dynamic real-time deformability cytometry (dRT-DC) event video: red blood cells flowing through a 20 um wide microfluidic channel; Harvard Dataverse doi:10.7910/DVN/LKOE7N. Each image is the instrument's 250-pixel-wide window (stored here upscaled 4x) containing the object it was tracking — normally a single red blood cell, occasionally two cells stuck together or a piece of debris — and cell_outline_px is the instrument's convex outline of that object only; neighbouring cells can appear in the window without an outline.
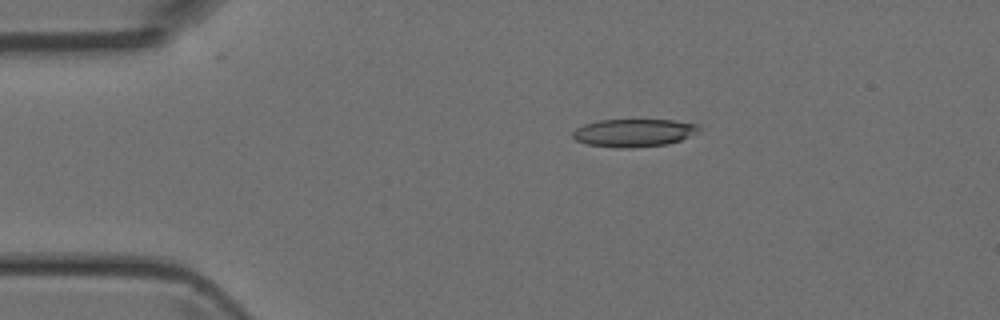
{"species": "Egyptian fruit bat (a non-hibernating species)", "species_latin": "Rousettus aegyptiacus", "temperature_condition": "room temperature", "stored_images_in_passage": 39, "camera_frame_rate_fps": 3000, "um_per_image_px": 0.085, "animal": {"sex": "female"}, "frame": {"image": 1, "passage_image": 1, "time_ms": 0.0, "image_size_px": [1000, 320], "cell_outline_px": [[700, 128], [696, 132], [680, 140], [668, 144], [628, 148], [616, 148], [588, 144], [576, 140], [572, 136], [572, 132], [576, 128], [584, 124], [600, 120], [672, 120], [700, 124]], "centroid_in_image_um": [53.86, 11.28], "position_along_channel_um": 31.1, "area_um2": 20.4}}
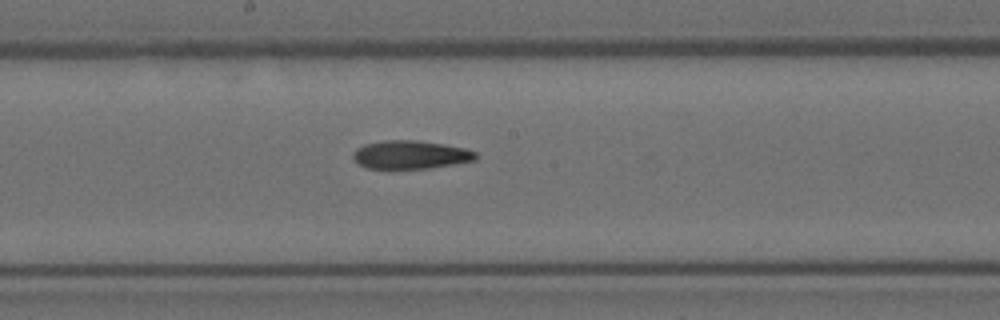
{"frame": {"image": 2, "passage_image": 17, "time_ms": 5.333, "image_size_px": [1000, 320], "cell_outline_px": [[476, 160], [428, 168], [368, 168], [360, 164], [352, 156], [356, 148], [364, 144], [384, 140], [416, 140], [444, 144], [464, 148], [476, 152]], "centroid_in_image_um": [34.89, 13.14], "position_along_channel_um": 213.3, "area_um2": 20.0}}
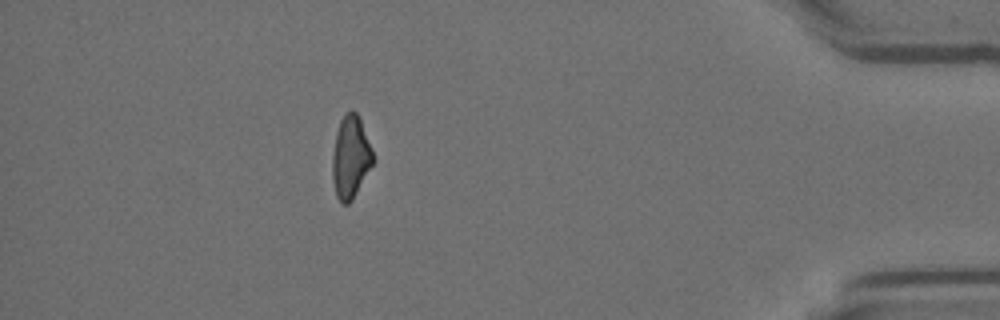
{"frame": {"image": 3, "passage_image": 34, "time_ms": 11.0, "image_size_px": [1000, 320], "cell_outline_px": [[372, 164], [352, 200], [348, 204], [340, 204], [336, 196], [332, 176], [332, 156], [336, 132], [340, 120], [344, 112], [352, 108], [356, 112], [360, 120], [372, 148]], "centroid_in_image_um": [29.77, 13.34], "position_along_channel_um": 405.4, "area_um2": 19.42}}